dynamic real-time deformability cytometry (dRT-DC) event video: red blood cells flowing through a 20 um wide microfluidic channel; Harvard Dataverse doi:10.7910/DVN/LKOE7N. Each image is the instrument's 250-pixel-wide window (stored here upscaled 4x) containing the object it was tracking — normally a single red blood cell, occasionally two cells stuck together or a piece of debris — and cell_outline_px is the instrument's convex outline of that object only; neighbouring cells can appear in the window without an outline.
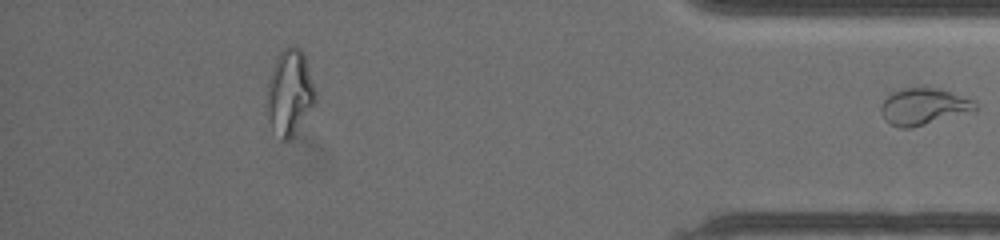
{"species": "common noctule bat (a hibernating species)", "species_latin": "Nyctalus noctula", "temperature_condition": "warm", "stored_images_in_passage": 123, "segment_of_instrument_passage": [2, 2], "camera_frame_rate_fps": 3000, "um_per_image_px": 0.085, "animal": {"sex": "female", "body_mass_g": 19.5, "forearm_length_mm": 54.1}, "frame": {"image": 1, "passage_image": 123, "time_ms": 23.333, "image_size_px": [1000, 240], "cell_outline_px": [[980, 108], [976, 112], [912, 128], [900, 128], [884, 120], [880, 112], [880, 104], [892, 92], [904, 88], [940, 88], [972, 100]], "centroid_in_image_um": [78.54, 9.08], "position_along_channel_um": 356.7, "area_um2": 20.52}}